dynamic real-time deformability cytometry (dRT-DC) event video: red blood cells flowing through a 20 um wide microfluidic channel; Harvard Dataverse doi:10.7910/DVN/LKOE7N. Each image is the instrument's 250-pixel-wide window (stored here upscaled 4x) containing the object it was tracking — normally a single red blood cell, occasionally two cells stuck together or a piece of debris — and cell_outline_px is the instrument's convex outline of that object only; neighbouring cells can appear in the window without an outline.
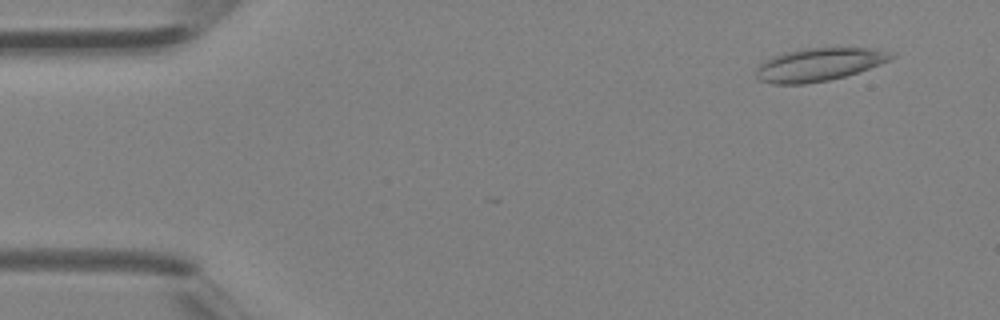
{"species": "Egyptian fruit bat (a non-hibernating species)", "species_latin": "Rousettus aegyptiacus", "temperature_condition": "room temperature", "stored_images_in_passage": 6, "camera_frame_rate_fps": 3000, "um_per_image_px": 0.085, "animal": {"sex": "female"}, "frame": {"image": 1, "passage_image": 3, "time_ms": 0.667, "image_size_px": [1000, 320], "cell_outline_px": [[896, 56], [880, 64], [844, 76], [828, 80], [804, 84], [772, 84], [760, 80], [756, 76], [756, 68], [764, 60], [772, 56], [784, 52], [804, 48], [868, 48], [896, 52]], "centroid_in_image_um": [69.58, 5.48], "position_along_channel_um": 15.4, "area_um2": 25.89}}